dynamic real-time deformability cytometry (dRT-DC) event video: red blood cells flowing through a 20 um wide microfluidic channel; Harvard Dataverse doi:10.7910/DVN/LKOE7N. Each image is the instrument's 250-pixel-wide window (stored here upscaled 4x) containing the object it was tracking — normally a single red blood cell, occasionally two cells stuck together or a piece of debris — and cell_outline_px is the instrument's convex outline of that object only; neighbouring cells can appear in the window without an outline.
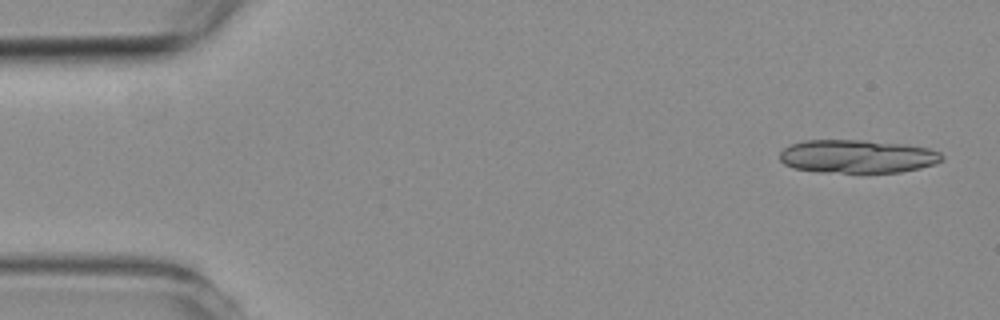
{"species": "common noctule bat (a hibernating species)", "species_latin": "Nyctalus noctula", "temperature_condition": "room temperature", "stored_images_in_passage": 5, "camera_frame_rate_fps": 3000, "um_per_image_px": 0.085, "animal": {"sex": "female", "body_mass_g": 19.3, "forearm_length_mm": 54.1}, "frame": {"image": 1, "passage_image": 1, "time_ms": 0.0, "image_size_px": [1000, 320], "cell_outline_px": [[944, 160], [936, 164], [920, 168], [900, 172], [816, 172], [792, 168], [784, 164], [780, 160], [780, 152], [784, 148], [792, 144], [804, 140], [864, 140], [908, 144], [928, 148], [940, 152], [944, 156]], "centroid_in_image_um": [72.9, 13.29], "position_along_channel_um": 12.1, "area_um2": 31.79}}